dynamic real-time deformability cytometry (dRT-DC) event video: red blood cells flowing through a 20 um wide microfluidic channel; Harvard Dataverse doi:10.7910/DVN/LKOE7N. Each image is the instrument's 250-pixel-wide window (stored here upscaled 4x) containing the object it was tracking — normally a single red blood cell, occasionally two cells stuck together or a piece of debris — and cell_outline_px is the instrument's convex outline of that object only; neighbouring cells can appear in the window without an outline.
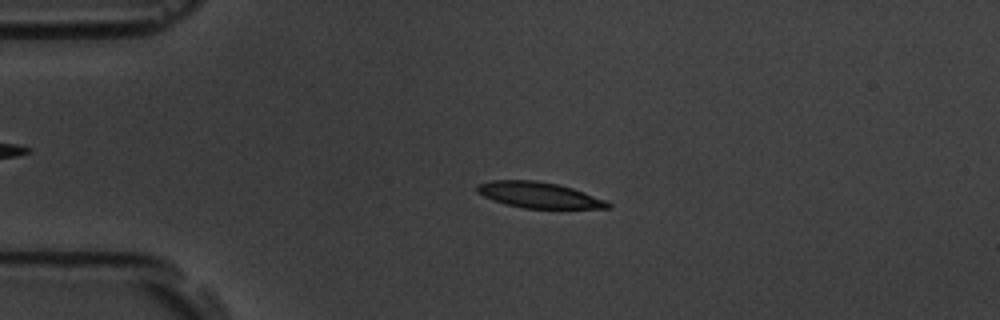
{"species": "common noctule bat (a hibernating species)", "species_latin": "Nyctalus noctula", "temperature_condition": "room temperature", "stored_images_in_passage": 56, "camera_frame_rate_fps": 3000, "um_per_image_px": 0.085, "animal": {"sex": "male", "body_mass_g": 19.5, "forearm_length_mm": 54.6}, "frame": {"image": 1, "passage_image": 13, "time_ms": 4.0, "image_size_px": [1000, 320], "cell_outline_px": [[612, 208], [524, 208], [504, 204], [492, 200], [476, 192], [476, 184], [492, 180], [536, 180], [556, 184], [572, 188], [608, 200], [612, 204]], "centroid_in_image_um": [45.8, 16.58], "position_along_channel_um": 39.2, "area_um2": 19.83}}
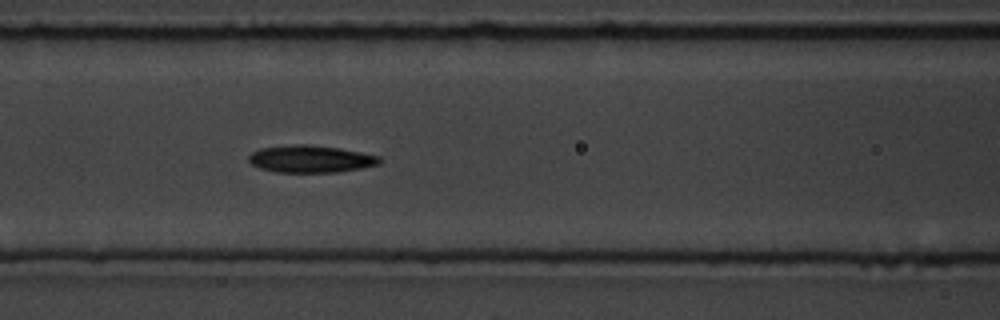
{"frame": {"image": 2, "passage_image": 24, "time_ms": 7.667, "image_size_px": [1000, 320], "cell_outline_px": [[380, 164], [360, 168], [336, 172], [276, 172], [260, 168], [252, 164], [248, 160], [248, 156], [252, 152], [260, 148], [296, 144], [308, 144], [340, 148], [380, 156]], "centroid_in_image_um": [26.39, 13.5], "position_along_channel_um": 140.2, "area_um2": 20.69}}
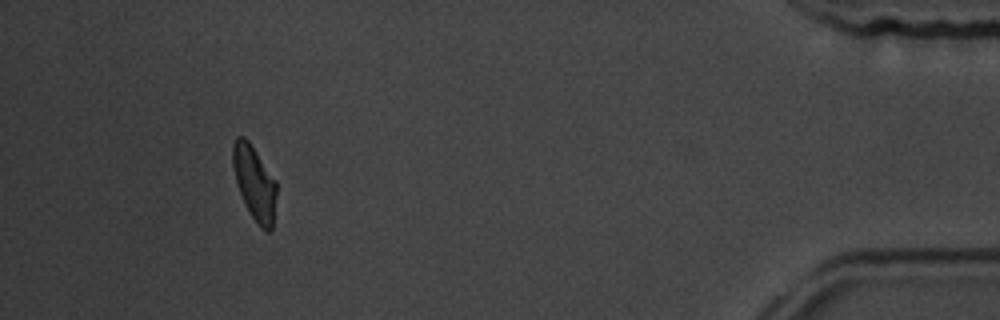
{"frame": {"image": 3, "passage_image": 52, "time_ms": 17.0, "image_size_px": [1000, 320], "cell_outline_px": [[276, 196], [272, 232], [264, 232], [260, 228], [252, 216], [236, 184], [232, 168], [232, 144], [236, 136], [244, 136], [248, 140], [276, 180]], "centroid_in_image_um": [21.62, 15.54], "position_along_channel_um": 413.6, "area_um2": 19.02}, "authors_computed_cell_mechanics": {"area_um2": 19.7387, "velocity_mm_per_s": 3.618, "shape_relaxation_time_tau1_ms": 3.5095, "shape_relaxation_time_tau2_ms": 4.1976, "deformation_change_tau1": 0.1293, "deformation_change_tau2": 0.1181}}